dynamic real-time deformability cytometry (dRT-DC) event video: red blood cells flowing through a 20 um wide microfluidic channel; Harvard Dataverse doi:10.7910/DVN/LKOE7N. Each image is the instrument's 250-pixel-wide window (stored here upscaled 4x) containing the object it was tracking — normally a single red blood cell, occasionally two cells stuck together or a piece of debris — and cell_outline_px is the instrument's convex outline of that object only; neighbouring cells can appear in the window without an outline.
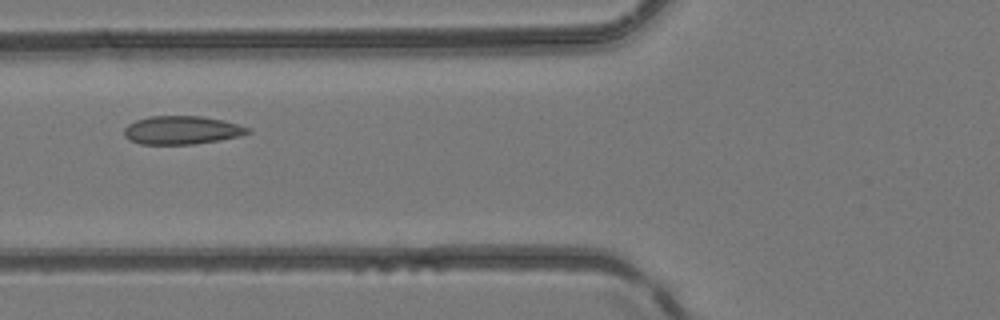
{"species": "common noctule bat (a hibernating species)", "species_latin": "Nyctalus noctula", "temperature_condition": "room temperature", "stored_images_in_passage": 4, "camera_frame_rate_fps": 3000, "um_per_image_px": 0.085, "animal": {"sex": "female", "body_mass_g": 24.6, "forearm_length_mm": 56.2}, "frame": {"image": 1, "passage_image": 4, "time_ms": 1.0, "image_size_px": [1000, 320], "cell_outline_px": [[252, 132], [240, 136], [220, 140], [196, 144], [140, 144], [128, 140], [124, 136], [124, 128], [128, 124], [136, 120], [148, 116], [200, 116], [224, 120], [252, 128]], "centroid_in_image_um": [15.47, 11.06], "position_along_channel_um": 110.3, "area_um2": 20.69}}